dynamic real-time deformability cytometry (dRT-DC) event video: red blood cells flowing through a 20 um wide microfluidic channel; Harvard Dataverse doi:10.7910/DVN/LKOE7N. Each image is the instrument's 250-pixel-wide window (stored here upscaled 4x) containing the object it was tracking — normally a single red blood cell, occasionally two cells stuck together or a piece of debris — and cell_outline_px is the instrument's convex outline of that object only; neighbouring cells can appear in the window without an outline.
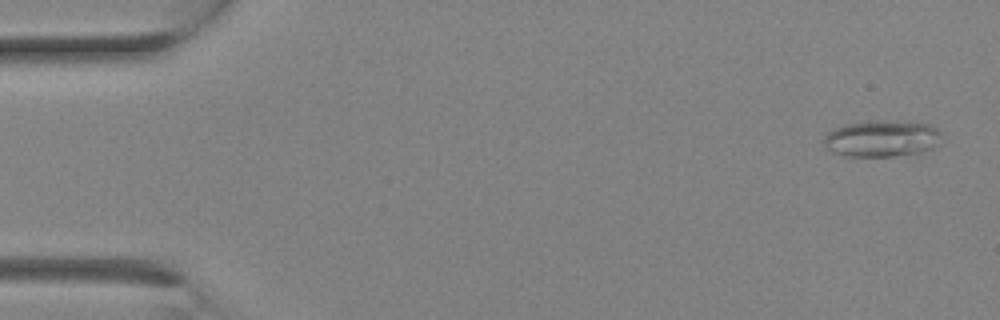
{"species": "Egyptian fruit bat (a non-hibernating species)", "species_latin": "Rousettus aegyptiacus", "temperature_condition": "room temperature", "stored_images_in_passage": 16, "camera_frame_rate_fps": 3000, "um_per_image_px": 0.085, "animal": {"sex": "female"}, "frame": {"image": 1, "passage_image": 1, "time_ms": 0.0, "image_size_px": [1000, 320], "cell_outline_px": [[940, 144], [932, 148], [920, 152], [892, 156], [844, 156], [832, 152], [824, 144], [824, 136], [832, 128], [848, 124], [872, 120], [888, 120], [928, 124], [936, 128], [940, 132]], "centroid_in_image_um": [74.94, 11.77], "position_along_channel_um": 10.1, "area_um2": 25.09}}
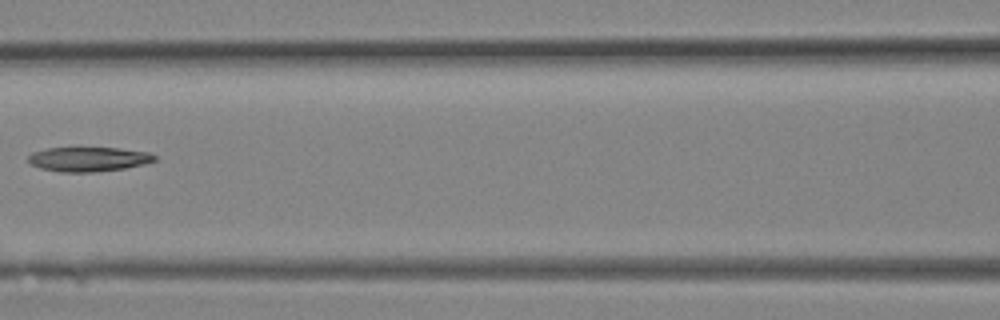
{"frame": {"image": 2, "passage_image": 12, "time_ms": 3.667, "image_size_px": [1000, 320], "cell_outline_px": [[156, 160], [144, 164], [124, 168], [92, 172], [60, 172], [40, 168], [32, 164], [28, 160], [28, 156], [32, 152], [48, 148], [76, 144], [120, 148], [152, 152], [156, 156]], "centroid_in_image_um": [7.51, 13.47], "position_along_channel_um": 159.1, "area_um2": 19.07}}
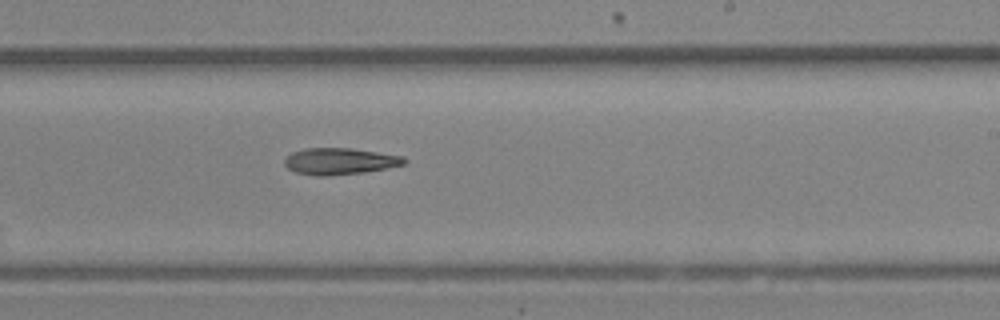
{"frame": {"image": 3, "passage_image": 16, "time_ms": 5.0, "image_size_px": [1000, 320], "cell_outline_px": [[408, 160], [404, 164], [364, 172], [328, 176], [316, 176], [296, 172], [288, 168], [284, 164], [284, 160], [292, 152], [304, 148], [352, 148], [404, 156]], "centroid_in_image_um": [28.87, 13.7], "position_along_channel_um": 260.1, "area_um2": 18.5}}